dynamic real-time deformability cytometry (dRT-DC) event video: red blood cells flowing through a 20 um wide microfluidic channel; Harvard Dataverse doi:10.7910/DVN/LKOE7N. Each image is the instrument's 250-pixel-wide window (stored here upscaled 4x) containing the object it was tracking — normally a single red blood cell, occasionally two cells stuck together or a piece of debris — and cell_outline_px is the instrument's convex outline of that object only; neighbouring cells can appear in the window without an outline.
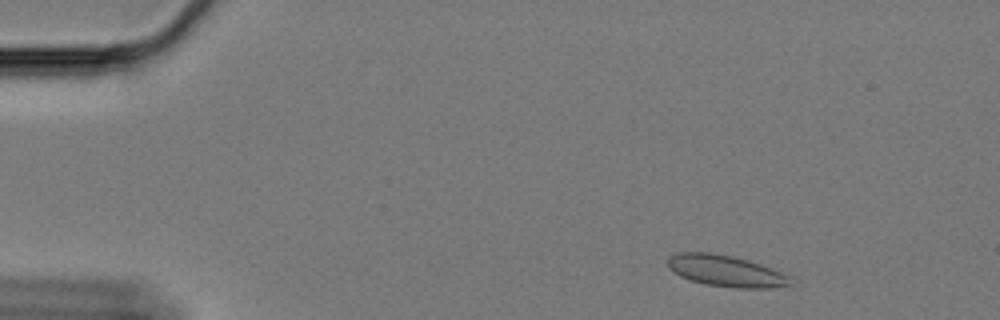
{"species": "Egyptian fruit bat (a non-hibernating species)", "species_latin": "Rousettus aegyptiacus", "temperature_condition": "cold", "stored_images_in_passage": 6, "camera_frame_rate_fps": 3000, "um_per_image_px": 0.085, "animal": {"sex": "female"}, "frame": {"image": 1, "passage_image": 2, "time_ms": 0.333, "image_size_px": [1000, 320], "cell_outline_px": [[792, 284], [772, 288], [736, 288], [704, 284], [680, 276], [668, 268], [668, 260], [672, 256], [680, 252], [708, 252], [732, 256], [748, 260], [772, 268], [788, 276]], "centroid_in_image_um": [61.69, 23.03], "position_along_channel_um": 23.3, "area_um2": 22.2}}